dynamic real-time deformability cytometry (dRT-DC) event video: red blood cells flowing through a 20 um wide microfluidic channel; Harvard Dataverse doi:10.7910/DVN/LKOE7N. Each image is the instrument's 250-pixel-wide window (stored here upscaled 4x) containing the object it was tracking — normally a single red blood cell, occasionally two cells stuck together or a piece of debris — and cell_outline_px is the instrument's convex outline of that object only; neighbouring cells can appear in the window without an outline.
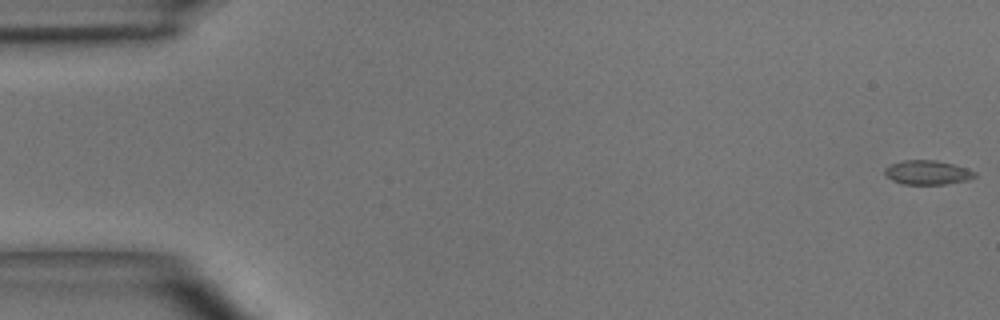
{"species": "common noctule bat (a hibernating species)", "species_latin": "Nyctalus noctula", "temperature_condition": "room temperature", "stored_images_in_passage": 49, "camera_frame_rate_fps": 3000, "um_per_image_px": 0.085, "animal": {"sex": "male", "body_mass_g": 15.6}, "frame": {"image": 1, "passage_image": 1, "time_ms": 0.0, "image_size_px": [1000, 320], "cell_outline_px": [[976, 176], [968, 180], [944, 184], [904, 184], [892, 180], [884, 172], [884, 168], [892, 164], [904, 160], [936, 160], [968, 168], [976, 172]], "centroid_in_image_um": [78.86, 14.66], "position_along_channel_um": 6.1, "area_um2": 12.6}}
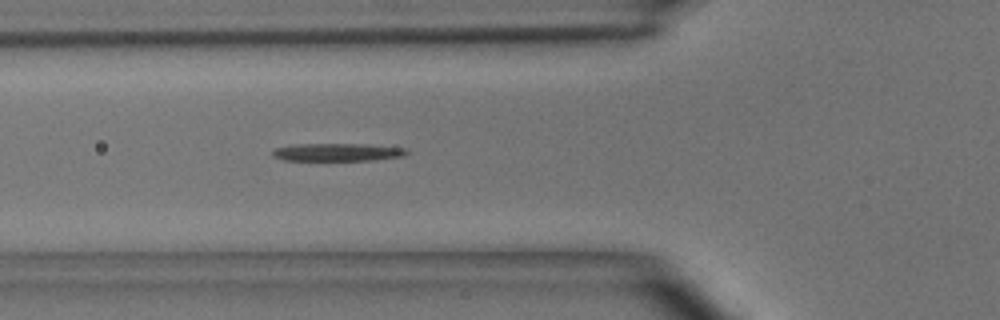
{"frame": {"image": 2, "passage_image": 18, "time_ms": 5.667, "image_size_px": [1000, 320], "cell_outline_px": [[408, 152], [404, 156], [376, 160], [284, 160], [272, 156], [272, 152], [276, 148], [300, 144], [368, 144], [404, 148]], "centroid_in_image_um": [28.71, 12.94], "position_along_channel_um": 97.1, "area_um2": 13.76}}
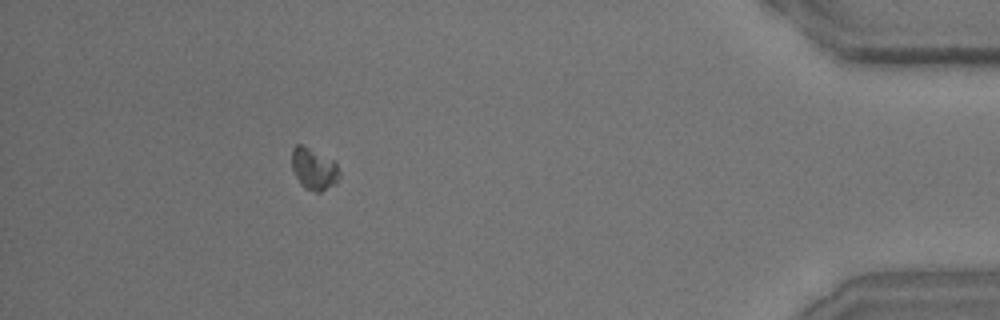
{"frame": {"image": 3, "passage_image": 45, "time_ms": 14.667, "image_size_px": [1000, 320], "cell_outline_px": [[340, 176], [336, 184], [320, 192], [316, 192], [304, 188], [300, 184], [292, 168], [292, 148], [296, 144], [300, 144], [336, 160], [340, 172]], "centroid_in_image_um": [26.71, 14.36], "position_along_channel_um": 408.5, "area_um2": 11.79}}